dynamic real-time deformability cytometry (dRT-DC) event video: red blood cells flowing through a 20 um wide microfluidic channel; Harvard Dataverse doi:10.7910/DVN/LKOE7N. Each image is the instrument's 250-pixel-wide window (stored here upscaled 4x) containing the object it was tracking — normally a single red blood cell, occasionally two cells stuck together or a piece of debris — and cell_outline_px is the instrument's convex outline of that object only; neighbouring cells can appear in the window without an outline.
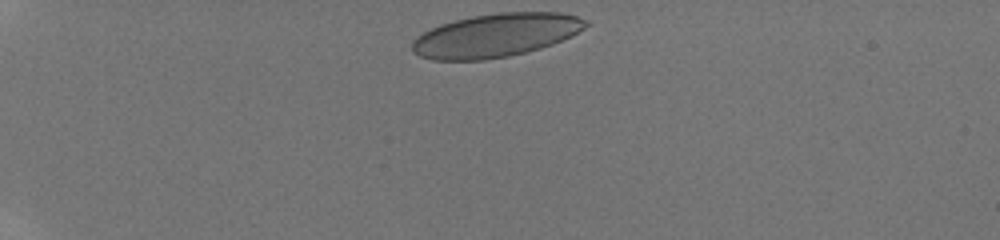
{"species": "human", "species_latin": "Homo sapiens", "temperature_condition": "room temperature", "stored_images_in_passage": 34, "camera_frame_rate_fps": 3000, "um_per_image_px": 0.085, "donor": {"sex": "male"}, "frame": {"image": 1, "passage_image": 1, "time_ms": 0.0, "image_size_px": [1000, 240], "cell_outline_px": [[588, 24], [584, 28], [552, 44], [540, 48], [508, 56], [484, 60], [432, 60], [420, 56], [412, 52], [412, 40], [416, 36], [440, 24], [472, 16], [500, 12], [560, 12], [576, 16], [588, 20]], "centroid_in_image_um": [42.1, 3.0], "position_along_channel_um": 42.9, "area_um2": 43.7}}
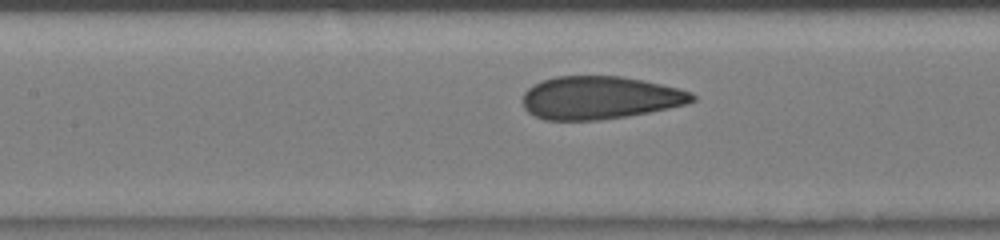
{"frame": {"image": 2, "passage_image": 14, "time_ms": 4.333, "image_size_px": [1000, 240], "cell_outline_px": [[696, 100], [688, 104], [628, 116], [600, 120], [544, 120], [528, 112], [524, 108], [524, 92], [532, 84], [540, 80], [556, 76], [620, 76], [644, 80], [680, 88], [692, 92], [696, 96]], "centroid_in_image_um": [51.0, 8.3], "position_along_channel_um": 156.4, "area_um2": 42.71}}
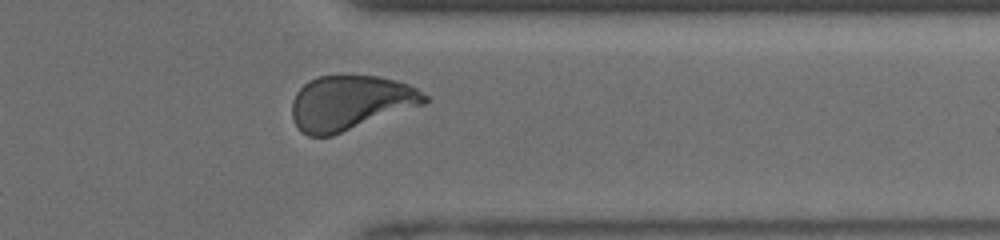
{"frame": {"image": 3, "passage_image": 30, "time_ms": 9.667, "image_size_px": [1000, 240], "cell_outline_px": [[428, 100], [424, 104], [332, 136], [308, 136], [292, 120], [292, 100], [296, 92], [308, 80], [316, 76], [380, 76], [396, 80], [408, 84], [416, 88], [428, 96]], "centroid_in_image_um": [29.77, 8.73], "position_along_channel_um": 381.6, "area_um2": 42.14}, "authors_computed_cell_mechanics": {"area_um2": 42.5697, "velocity_mm_per_s": 4.2307, "shape_relaxation_time_tau1_ms": 4.9103, "shape_relaxation_time_tau2_ms": null, "deformation_change_tau1": 0.1622, "deformation_change_tau2": null}}